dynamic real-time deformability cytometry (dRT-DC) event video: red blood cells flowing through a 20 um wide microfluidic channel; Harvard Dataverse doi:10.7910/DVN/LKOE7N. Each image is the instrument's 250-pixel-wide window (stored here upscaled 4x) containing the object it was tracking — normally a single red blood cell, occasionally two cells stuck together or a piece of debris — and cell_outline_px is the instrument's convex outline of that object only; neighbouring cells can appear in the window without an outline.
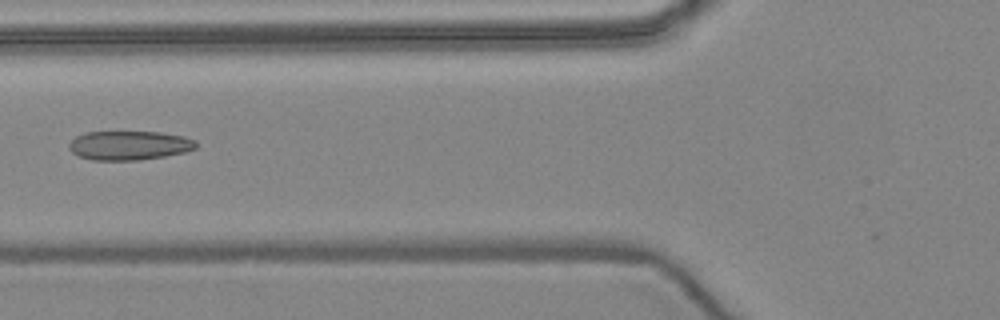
{"species": "common noctule bat (a hibernating species)", "species_latin": "Nyctalus noctula", "temperature_condition": "warm", "stored_images_in_passage": 3, "camera_frame_rate_fps": 3000, "um_per_image_px": 0.085, "animal": {"sex": "female", "body_mass_g": 24.6, "forearm_length_mm": 56.2}, "frame": {"image": 1, "passage_image": 3, "time_ms": 2.333, "image_size_px": [1000, 320], "cell_outline_px": [[196, 148], [184, 152], [164, 156], [140, 160], [92, 160], [80, 156], [72, 152], [68, 148], [68, 144], [76, 136], [84, 132], [160, 132], [184, 136], [196, 140]], "centroid_in_image_um": [10.98, 12.35], "position_along_channel_um": 114.8, "area_um2": 21.56}}